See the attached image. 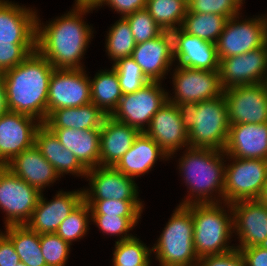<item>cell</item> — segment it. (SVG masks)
Masks as SVG:
<instances>
[{"label": "cell", "mask_w": 267, "mask_h": 266, "mask_svg": "<svg viewBox=\"0 0 267 266\" xmlns=\"http://www.w3.org/2000/svg\"><path fill=\"white\" fill-rule=\"evenodd\" d=\"M158 158L167 160L169 156L151 137L141 132L114 168L126 176L137 178L148 173Z\"/></svg>", "instance_id": "obj_26"}, {"label": "cell", "mask_w": 267, "mask_h": 266, "mask_svg": "<svg viewBox=\"0 0 267 266\" xmlns=\"http://www.w3.org/2000/svg\"><path fill=\"white\" fill-rule=\"evenodd\" d=\"M5 167L41 193L60 177L36 145L20 152Z\"/></svg>", "instance_id": "obj_25"}, {"label": "cell", "mask_w": 267, "mask_h": 266, "mask_svg": "<svg viewBox=\"0 0 267 266\" xmlns=\"http://www.w3.org/2000/svg\"><path fill=\"white\" fill-rule=\"evenodd\" d=\"M187 3L189 12L219 14L229 19L241 14L243 0H188Z\"/></svg>", "instance_id": "obj_42"}, {"label": "cell", "mask_w": 267, "mask_h": 266, "mask_svg": "<svg viewBox=\"0 0 267 266\" xmlns=\"http://www.w3.org/2000/svg\"><path fill=\"white\" fill-rule=\"evenodd\" d=\"M92 222L107 235L120 236L117 241L127 240L134 236L128 232L132 230L141 217H120L116 215H91ZM124 235V236H123Z\"/></svg>", "instance_id": "obj_40"}, {"label": "cell", "mask_w": 267, "mask_h": 266, "mask_svg": "<svg viewBox=\"0 0 267 266\" xmlns=\"http://www.w3.org/2000/svg\"><path fill=\"white\" fill-rule=\"evenodd\" d=\"M20 263L12 241L0 232V266H16Z\"/></svg>", "instance_id": "obj_47"}, {"label": "cell", "mask_w": 267, "mask_h": 266, "mask_svg": "<svg viewBox=\"0 0 267 266\" xmlns=\"http://www.w3.org/2000/svg\"><path fill=\"white\" fill-rule=\"evenodd\" d=\"M73 7L68 13L43 26L37 15L36 50L54 69H83L80 60L85 55L93 31L92 26L82 19L83 15L95 8L79 4Z\"/></svg>", "instance_id": "obj_1"}, {"label": "cell", "mask_w": 267, "mask_h": 266, "mask_svg": "<svg viewBox=\"0 0 267 266\" xmlns=\"http://www.w3.org/2000/svg\"><path fill=\"white\" fill-rule=\"evenodd\" d=\"M106 115L92 102L74 108L54 110L43 123L49 129H100Z\"/></svg>", "instance_id": "obj_29"}, {"label": "cell", "mask_w": 267, "mask_h": 266, "mask_svg": "<svg viewBox=\"0 0 267 266\" xmlns=\"http://www.w3.org/2000/svg\"><path fill=\"white\" fill-rule=\"evenodd\" d=\"M16 266H27L25 263L20 262L19 264H17Z\"/></svg>", "instance_id": "obj_52"}, {"label": "cell", "mask_w": 267, "mask_h": 266, "mask_svg": "<svg viewBox=\"0 0 267 266\" xmlns=\"http://www.w3.org/2000/svg\"><path fill=\"white\" fill-rule=\"evenodd\" d=\"M41 194L8 168L0 166V208L6 212L5 226L26 224Z\"/></svg>", "instance_id": "obj_9"}, {"label": "cell", "mask_w": 267, "mask_h": 266, "mask_svg": "<svg viewBox=\"0 0 267 266\" xmlns=\"http://www.w3.org/2000/svg\"><path fill=\"white\" fill-rule=\"evenodd\" d=\"M53 71L54 67L35 50L23 62L1 73L9 110L43 124L47 119V97Z\"/></svg>", "instance_id": "obj_2"}, {"label": "cell", "mask_w": 267, "mask_h": 266, "mask_svg": "<svg viewBox=\"0 0 267 266\" xmlns=\"http://www.w3.org/2000/svg\"><path fill=\"white\" fill-rule=\"evenodd\" d=\"M172 79L175 96L168 94V101L173 104L199 103L223 95L219 71L177 66Z\"/></svg>", "instance_id": "obj_13"}, {"label": "cell", "mask_w": 267, "mask_h": 266, "mask_svg": "<svg viewBox=\"0 0 267 266\" xmlns=\"http://www.w3.org/2000/svg\"><path fill=\"white\" fill-rule=\"evenodd\" d=\"M90 81L91 102L98 107L106 116H110L117 108L122 91L116 71H100Z\"/></svg>", "instance_id": "obj_30"}, {"label": "cell", "mask_w": 267, "mask_h": 266, "mask_svg": "<svg viewBox=\"0 0 267 266\" xmlns=\"http://www.w3.org/2000/svg\"><path fill=\"white\" fill-rule=\"evenodd\" d=\"M221 86L224 90L267 80V43L241 55L219 59Z\"/></svg>", "instance_id": "obj_12"}, {"label": "cell", "mask_w": 267, "mask_h": 266, "mask_svg": "<svg viewBox=\"0 0 267 266\" xmlns=\"http://www.w3.org/2000/svg\"><path fill=\"white\" fill-rule=\"evenodd\" d=\"M103 4L110 6L115 12L117 11V13L121 14V17H125L137 10L145 9L147 0H99L94 5V8H98Z\"/></svg>", "instance_id": "obj_45"}, {"label": "cell", "mask_w": 267, "mask_h": 266, "mask_svg": "<svg viewBox=\"0 0 267 266\" xmlns=\"http://www.w3.org/2000/svg\"><path fill=\"white\" fill-rule=\"evenodd\" d=\"M139 133L136 128L106 116L100 128V166L114 167Z\"/></svg>", "instance_id": "obj_24"}, {"label": "cell", "mask_w": 267, "mask_h": 266, "mask_svg": "<svg viewBox=\"0 0 267 266\" xmlns=\"http://www.w3.org/2000/svg\"><path fill=\"white\" fill-rule=\"evenodd\" d=\"M229 124L267 122V85L258 83L231 87L223 91Z\"/></svg>", "instance_id": "obj_14"}, {"label": "cell", "mask_w": 267, "mask_h": 266, "mask_svg": "<svg viewBox=\"0 0 267 266\" xmlns=\"http://www.w3.org/2000/svg\"><path fill=\"white\" fill-rule=\"evenodd\" d=\"M222 203L187 205L192 211L193 242L198 258L224 254L236 248L228 245L234 233L232 207L228 203L222 206Z\"/></svg>", "instance_id": "obj_5"}, {"label": "cell", "mask_w": 267, "mask_h": 266, "mask_svg": "<svg viewBox=\"0 0 267 266\" xmlns=\"http://www.w3.org/2000/svg\"><path fill=\"white\" fill-rule=\"evenodd\" d=\"M50 130L87 170L100 166V129L61 128Z\"/></svg>", "instance_id": "obj_28"}, {"label": "cell", "mask_w": 267, "mask_h": 266, "mask_svg": "<svg viewBox=\"0 0 267 266\" xmlns=\"http://www.w3.org/2000/svg\"><path fill=\"white\" fill-rule=\"evenodd\" d=\"M41 125L39 120L13 111L0 116V166H5L20 152L33 147Z\"/></svg>", "instance_id": "obj_16"}, {"label": "cell", "mask_w": 267, "mask_h": 266, "mask_svg": "<svg viewBox=\"0 0 267 266\" xmlns=\"http://www.w3.org/2000/svg\"><path fill=\"white\" fill-rule=\"evenodd\" d=\"M144 133L170 158L180 148L189 147L188 131L183 126L179 109L176 104L169 101L156 112Z\"/></svg>", "instance_id": "obj_18"}, {"label": "cell", "mask_w": 267, "mask_h": 266, "mask_svg": "<svg viewBox=\"0 0 267 266\" xmlns=\"http://www.w3.org/2000/svg\"><path fill=\"white\" fill-rule=\"evenodd\" d=\"M228 18L219 14L194 13L186 11L181 29L205 41L216 43Z\"/></svg>", "instance_id": "obj_32"}, {"label": "cell", "mask_w": 267, "mask_h": 266, "mask_svg": "<svg viewBox=\"0 0 267 266\" xmlns=\"http://www.w3.org/2000/svg\"><path fill=\"white\" fill-rule=\"evenodd\" d=\"M4 233L13 243L20 262L27 266H47L40 246V234L26 224L5 226Z\"/></svg>", "instance_id": "obj_31"}, {"label": "cell", "mask_w": 267, "mask_h": 266, "mask_svg": "<svg viewBox=\"0 0 267 266\" xmlns=\"http://www.w3.org/2000/svg\"><path fill=\"white\" fill-rule=\"evenodd\" d=\"M86 179L89 189H83V200L140 201L135 178L129 177L114 167L97 166L88 169Z\"/></svg>", "instance_id": "obj_15"}, {"label": "cell", "mask_w": 267, "mask_h": 266, "mask_svg": "<svg viewBox=\"0 0 267 266\" xmlns=\"http://www.w3.org/2000/svg\"><path fill=\"white\" fill-rule=\"evenodd\" d=\"M91 209V215H116L120 217H140L143 204L140 201L125 200H84Z\"/></svg>", "instance_id": "obj_38"}, {"label": "cell", "mask_w": 267, "mask_h": 266, "mask_svg": "<svg viewBox=\"0 0 267 266\" xmlns=\"http://www.w3.org/2000/svg\"><path fill=\"white\" fill-rule=\"evenodd\" d=\"M226 158L233 162L225 166L223 204L259 199L267 181V160Z\"/></svg>", "instance_id": "obj_7"}, {"label": "cell", "mask_w": 267, "mask_h": 266, "mask_svg": "<svg viewBox=\"0 0 267 266\" xmlns=\"http://www.w3.org/2000/svg\"><path fill=\"white\" fill-rule=\"evenodd\" d=\"M35 145L43 157L54 167L60 178L61 175L68 173L86 176L88 170L70 150L60 143L55 134L44 124L36 132Z\"/></svg>", "instance_id": "obj_27"}, {"label": "cell", "mask_w": 267, "mask_h": 266, "mask_svg": "<svg viewBox=\"0 0 267 266\" xmlns=\"http://www.w3.org/2000/svg\"><path fill=\"white\" fill-rule=\"evenodd\" d=\"M246 266H267V245L239 249Z\"/></svg>", "instance_id": "obj_46"}, {"label": "cell", "mask_w": 267, "mask_h": 266, "mask_svg": "<svg viewBox=\"0 0 267 266\" xmlns=\"http://www.w3.org/2000/svg\"><path fill=\"white\" fill-rule=\"evenodd\" d=\"M106 37V52L114 63L119 59L131 57L136 46L129 23L120 17L110 28Z\"/></svg>", "instance_id": "obj_34"}, {"label": "cell", "mask_w": 267, "mask_h": 266, "mask_svg": "<svg viewBox=\"0 0 267 266\" xmlns=\"http://www.w3.org/2000/svg\"><path fill=\"white\" fill-rule=\"evenodd\" d=\"M75 4L94 6L99 0H75Z\"/></svg>", "instance_id": "obj_50"}, {"label": "cell", "mask_w": 267, "mask_h": 266, "mask_svg": "<svg viewBox=\"0 0 267 266\" xmlns=\"http://www.w3.org/2000/svg\"><path fill=\"white\" fill-rule=\"evenodd\" d=\"M152 249L139 238L116 241L112 265L150 266Z\"/></svg>", "instance_id": "obj_35"}, {"label": "cell", "mask_w": 267, "mask_h": 266, "mask_svg": "<svg viewBox=\"0 0 267 266\" xmlns=\"http://www.w3.org/2000/svg\"><path fill=\"white\" fill-rule=\"evenodd\" d=\"M239 15L227 20L215 43L219 59L241 55L267 43V34L262 16L240 20L239 22Z\"/></svg>", "instance_id": "obj_10"}, {"label": "cell", "mask_w": 267, "mask_h": 266, "mask_svg": "<svg viewBox=\"0 0 267 266\" xmlns=\"http://www.w3.org/2000/svg\"><path fill=\"white\" fill-rule=\"evenodd\" d=\"M83 69H54L48 89L47 117L59 108H74L91 102L90 77Z\"/></svg>", "instance_id": "obj_11"}, {"label": "cell", "mask_w": 267, "mask_h": 266, "mask_svg": "<svg viewBox=\"0 0 267 266\" xmlns=\"http://www.w3.org/2000/svg\"><path fill=\"white\" fill-rule=\"evenodd\" d=\"M176 105L188 131L189 147L224 150L230 127L224 95Z\"/></svg>", "instance_id": "obj_4"}, {"label": "cell", "mask_w": 267, "mask_h": 266, "mask_svg": "<svg viewBox=\"0 0 267 266\" xmlns=\"http://www.w3.org/2000/svg\"><path fill=\"white\" fill-rule=\"evenodd\" d=\"M112 266H134V265H112Z\"/></svg>", "instance_id": "obj_53"}, {"label": "cell", "mask_w": 267, "mask_h": 266, "mask_svg": "<svg viewBox=\"0 0 267 266\" xmlns=\"http://www.w3.org/2000/svg\"><path fill=\"white\" fill-rule=\"evenodd\" d=\"M124 18L130 25L136 44L156 38L163 32L146 8L137 10Z\"/></svg>", "instance_id": "obj_39"}, {"label": "cell", "mask_w": 267, "mask_h": 266, "mask_svg": "<svg viewBox=\"0 0 267 266\" xmlns=\"http://www.w3.org/2000/svg\"><path fill=\"white\" fill-rule=\"evenodd\" d=\"M112 68L118 75L122 94L133 93L149 82L131 57L119 59L113 63Z\"/></svg>", "instance_id": "obj_37"}, {"label": "cell", "mask_w": 267, "mask_h": 266, "mask_svg": "<svg viewBox=\"0 0 267 266\" xmlns=\"http://www.w3.org/2000/svg\"><path fill=\"white\" fill-rule=\"evenodd\" d=\"M36 44H0V74L23 62Z\"/></svg>", "instance_id": "obj_43"}, {"label": "cell", "mask_w": 267, "mask_h": 266, "mask_svg": "<svg viewBox=\"0 0 267 266\" xmlns=\"http://www.w3.org/2000/svg\"><path fill=\"white\" fill-rule=\"evenodd\" d=\"M238 249L267 245V207L258 199L231 203Z\"/></svg>", "instance_id": "obj_17"}, {"label": "cell", "mask_w": 267, "mask_h": 266, "mask_svg": "<svg viewBox=\"0 0 267 266\" xmlns=\"http://www.w3.org/2000/svg\"><path fill=\"white\" fill-rule=\"evenodd\" d=\"M173 59L177 66L206 71H219L216 44L184 32L181 28L171 31Z\"/></svg>", "instance_id": "obj_20"}, {"label": "cell", "mask_w": 267, "mask_h": 266, "mask_svg": "<svg viewBox=\"0 0 267 266\" xmlns=\"http://www.w3.org/2000/svg\"><path fill=\"white\" fill-rule=\"evenodd\" d=\"M4 77L0 74V116L9 112Z\"/></svg>", "instance_id": "obj_48"}, {"label": "cell", "mask_w": 267, "mask_h": 266, "mask_svg": "<svg viewBox=\"0 0 267 266\" xmlns=\"http://www.w3.org/2000/svg\"><path fill=\"white\" fill-rule=\"evenodd\" d=\"M146 9L163 31L171 32L181 28L188 3L187 0H147Z\"/></svg>", "instance_id": "obj_33"}, {"label": "cell", "mask_w": 267, "mask_h": 266, "mask_svg": "<svg viewBox=\"0 0 267 266\" xmlns=\"http://www.w3.org/2000/svg\"><path fill=\"white\" fill-rule=\"evenodd\" d=\"M223 151L226 156L267 160V122L230 125Z\"/></svg>", "instance_id": "obj_23"}, {"label": "cell", "mask_w": 267, "mask_h": 266, "mask_svg": "<svg viewBox=\"0 0 267 266\" xmlns=\"http://www.w3.org/2000/svg\"><path fill=\"white\" fill-rule=\"evenodd\" d=\"M195 266H246L238 248L218 255H209L198 259Z\"/></svg>", "instance_id": "obj_44"}, {"label": "cell", "mask_w": 267, "mask_h": 266, "mask_svg": "<svg viewBox=\"0 0 267 266\" xmlns=\"http://www.w3.org/2000/svg\"><path fill=\"white\" fill-rule=\"evenodd\" d=\"M83 201L80 191H58L51 201L41 194L31 219L26 225L38 234L56 233L62 221Z\"/></svg>", "instance_id": "obj_19"}, {"label": "cell", "mask_w": 267, "mask_h": 266, "mask_svg": "<svg viewBox=\"0 0 267 266\" xmlns=\"http://www.w3.org/2000/svg\"><path fill=\"white\" fill-rule=\"evenodd\" d=\"M263 22H264V26H265V30H266V34H267V15H263Z\"/></svg>", "instance_id": "obj_51"}, {"label": "cell", "mask_w": 267, "mask_h": 266, "mask_svg": "<svg viewBox=\"0 0 267 266\" xmlns=\"http://www.w3.org/2000/svg\"><path fill=\"white\" fill-rule=\"evenodd\" d=\"M179 159V170L190 192L179 205L221 203L223 200L225 166L223 150L188 147ZM221 198L216 199V195ZM192 194V195H191ZM214 195V197L212 196ZM214 199H213V198ZM193 198V199H192Z\"/></svg>", "instance_id": "obj_3"}, {"label": "cell", "mask_w": 267, "mask_h": 266, "mask_svg": "<svg viewBox=\"0 0 267 266\" xmlns=\"http://www.w3.org/2000/svg\"><path fill=\"white\" fill-rule=\"evenodd\" d=\"M0 0V44H36L37 13Z\"/></svg>", "instance_id": "obj_22"}, {"label": "cell", "mask_w": 267, "mask_h": 266, "mask_svg": "<svg viewBox=\"0 0 267 266\" xmlns=\"http://www.w3.org/2000/svg\"><path fill=\"white\" fill-rule=\"evenodd\" d=\"M131 58L149 81L160 82L174 62L171 32L163 31L156 38L136 44Z\"/></svg>", "instance_id": "obj_21"}, {"label": "cell", "mask_w": 267, "mask_h": 266, "mask_svg": "<svg viewBox=\"0 0 267 266\" xmlns=\"http://www.w3.org/2000/svg\"><path fill=\"white\" fill-rule=\"evenodd\" d=\"M90 206L83 200L60 224L56 234L72 245V241L83 238L91 220Z\"/></svg>", "instance_id": "obj_36"}, {"label": "cell", "mask_w": 267, "mask_h": 266, "mask_svg": "<svg viewBox=\"0 0 267 266\" xmlns=\"http://www.w3.org/2000/svg\"><path fill=\"white\" fill-rule=\"evenodd\" d=\"M160 86L161 82L149 81L139 90L123 94L110 116L140 133L144 132L156 112L168 101V92Z\"/></svg>", "instance_id": "obj_8"}, {"label": "cell", "mask_w": 267, "mask_h": 266, "mask_svg": "<svg viewBox=\"0 0 267 266\" xmlns=\"http://www.w3.org/2000/svg\"><path fill=\"white\" fill-rule=\"evenodd\" d=\"M258 200H260L267 207V181Z\"/></svg>", "instance_id": "obj_49"}, {"label": "cell", "mask_w": 267, "mask_h": 266, "mask_svg": "<svg viewBox=\"0 0 267 266\" xmlns=\"http://www.w3.org/2000/svg\"><path fill=\"white\" fill-rule=\"evenodd\" d=\"M40 246L47 266H65L70 244L56 233L40 234Z\"/></svg>", "instance_id": "obj_41"}, {"label": "cell", "mask_w": 267, "mask_h": 266, "mask_svg": "<svg viewBox=\"0 0 267 266\" xmlns=\"http://www.w3.org/2000/svg\"><path fill=\"white\" fill-rule=\"evenodd\" d=\"M192 211L178 205L152 247L160 266H195Z\"/></svg>", "instance_id": "obj_6"}]
</instances>
